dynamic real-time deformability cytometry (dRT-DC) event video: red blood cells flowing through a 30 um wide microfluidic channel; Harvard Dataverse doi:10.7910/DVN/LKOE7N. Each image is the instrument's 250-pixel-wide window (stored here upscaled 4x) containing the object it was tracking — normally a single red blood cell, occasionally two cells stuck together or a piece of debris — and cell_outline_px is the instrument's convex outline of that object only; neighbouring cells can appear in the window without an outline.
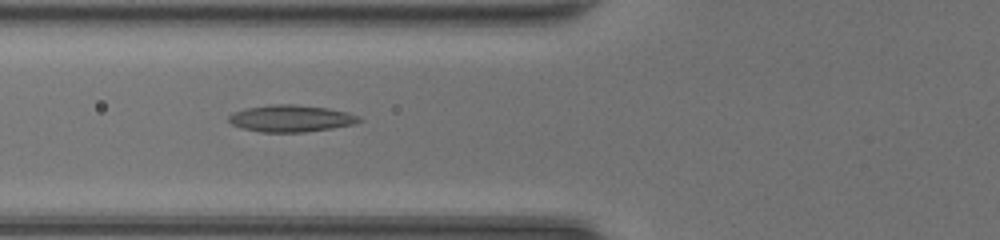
{"species": "common noctule bat (a hibernating species)", "species_latin": "Nyctalus noctula", "temperature_condition": "room temperature", "stored_images_in_passage": 48, "camera_frame_rate_fps": 3000, "um_per_image_px": 0.085, "animal": {"sex": "female", "body_mass_g": 20.0, "forearm_length_mm": 54.0}, "frame": {"image": 1, "passage_image": 20, "time_ms": 6.333, "image_size_px": [1000, 240], "cell_outline_px": [[364, 120], [356, 124], [332, 128], [304, 132], [260, 132], [240, 128], [232, 124], [228, 120], [228, 116], [232, 112], [244, 108], [272, 104], [296, 104], [328, 108], [348, 112], [360, 116]], "centroid_in_image_um": [24.74, 10.06], "position_along_channel_um": 101.1, "area_um2": 20.75}}
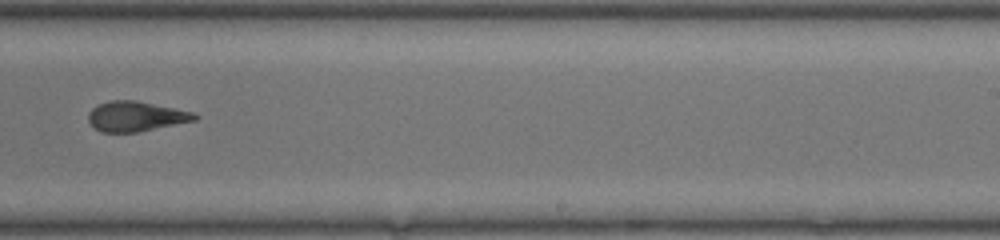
{"frame": {"image": 2, "passage_image": 32, "time_ms": 10.333, "image_size_px": [1000, 240], "cell_outline_px": [[200, 116], [196, 120], [136, 132], [100, 132], [88, 120], [88, 112], [92, 108], [108, 100], [136, 100], [196, 112]], "centroid_in_image_um": [11.57, 9.87], "position_along_channel_um": 277.4, "area_um2": 18.61}}
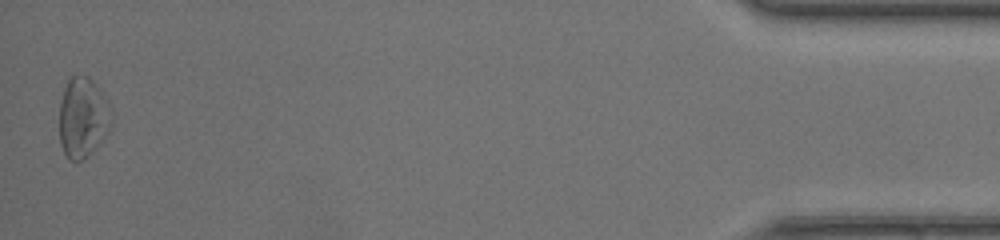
{"frame": {"image": 3, "passage_image": 48, "time_ms": 15.667, "image_size_px": [1000, 240], "cell_outline_px": [[112, 124], [108, 132], [92, 152], [84, 160], [68, 160], [60, 144], [60, 100], [64, 88], [68, 80], [72, 76], [88, 76], [100, 88], [108, 100], [112, 108]], "centroid_in_image_um": [7.07, 9.99], "position_along_channel_um": 428.1, "area_um2": 24.68}, "authors_computed_cell_mechanics": {"area_um2": 19.7676, "velocity_mm_per_s": 4.412, "shape_relaxation_time_tau1_ms": null, "shape_relaxation_time_tau2_ms": 2.1093, "deformation_change_tau1": null, "deformation_change_tau2": 0.1071}}